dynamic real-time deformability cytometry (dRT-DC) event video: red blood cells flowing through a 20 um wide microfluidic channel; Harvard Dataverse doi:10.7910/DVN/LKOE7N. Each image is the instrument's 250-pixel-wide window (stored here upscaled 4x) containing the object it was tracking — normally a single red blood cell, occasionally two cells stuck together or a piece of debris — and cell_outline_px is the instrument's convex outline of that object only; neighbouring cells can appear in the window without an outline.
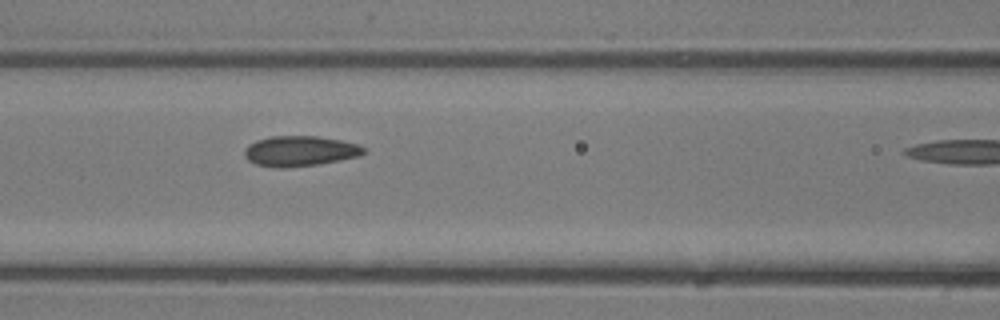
{"species": "common noctule bat (a hibernating species)", "species_latin": "Nyctalus noctula", "temperature_condition": "room temperature", "stored_images_in_passage": 13, "camera_frame_rate_fps": 3000, "um_per_image_px": 0.085, "animal": {"sex": "male", "body_mass_g": 13.3}, "frame": {"image": 1, "passage_image": 10, "time_ms": 3.0, "image_size_px": [1000, 320], "cell_outline_px": [[364, 152], [360, 156], [320, 164], [284, 168], [276, 168], [256, 164], [248, 160], [244, 156], [244, 148], [248, 144], [256, 140], [268, 136], [316, 136], [340, 140], [360, 144], [364, 148]], "centroid_in_image_um": [25.46, 12.84], "position_along_channel_um": 141.1, "area_um2": 21.27}}